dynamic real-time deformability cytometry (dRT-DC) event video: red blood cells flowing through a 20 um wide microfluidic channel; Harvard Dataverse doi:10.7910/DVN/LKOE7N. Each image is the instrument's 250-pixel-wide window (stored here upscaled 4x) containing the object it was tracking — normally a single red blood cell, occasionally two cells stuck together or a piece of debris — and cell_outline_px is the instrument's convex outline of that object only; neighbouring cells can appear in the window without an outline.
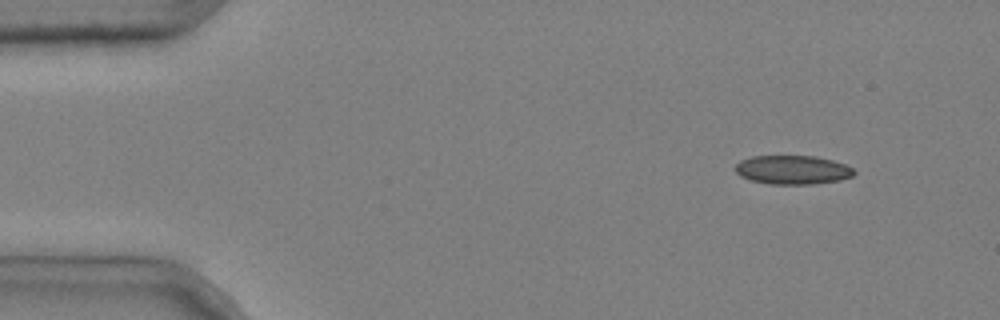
{"species": "common noctule bat (a hibernating species)", "species_latin": "Nyctalus noctula", "temperature_condition": "cold", "stored_images_in_passage": 4, "camera_frame_rate_fps": 3000, "um_per_image_px": 0.085, "animal": {"sex": "male", "body_mass_g": 20.4}, "frame": {"image": 1, "passage_image": 1, "time_ms": 0.0, "image_size_px": [1000, 320], "cell_outline_px": [[856, 172], [852, 176], [840, 180], [812, 184], [768, 184], [752, 180], [740, 176], [736, 172], [736, 164], [740, 160], [752, 156], [816, 156], [832, 160], [844, 164], [852, 168]], "centroid_in_image_um": [67.37, 14.43], "position_along_channel_um": 17.6, "area_um2": 19.94}}
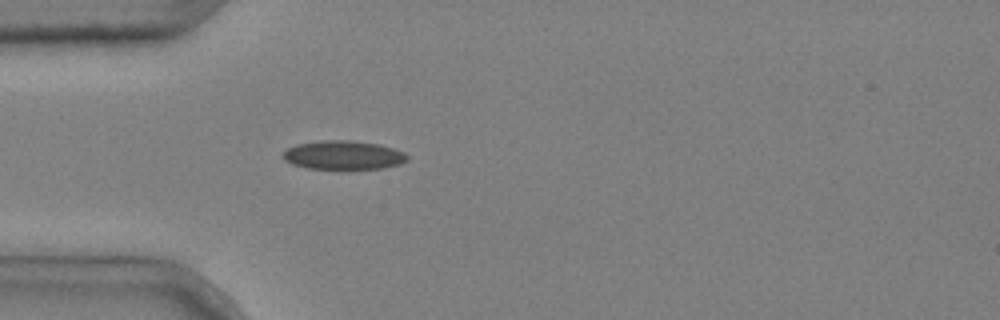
{"frame": {"image": 2, "passage_image": 4, "time_ms": 1.0, "image_size_px": [1000, 320], "cell_outline_px": [[408, 160], [400, 164], [384, 168], [308, 168], [292, 164], [284, 160], [284, 152], [288, 148], [296, 144], [324, 140], [348, 140], [380, 144], [404, 152], [408, 156]], "centroid_in_image_um": [29.21, 13.17], "position_along_channel_um": 55.8, "area_um2": 20.63}}